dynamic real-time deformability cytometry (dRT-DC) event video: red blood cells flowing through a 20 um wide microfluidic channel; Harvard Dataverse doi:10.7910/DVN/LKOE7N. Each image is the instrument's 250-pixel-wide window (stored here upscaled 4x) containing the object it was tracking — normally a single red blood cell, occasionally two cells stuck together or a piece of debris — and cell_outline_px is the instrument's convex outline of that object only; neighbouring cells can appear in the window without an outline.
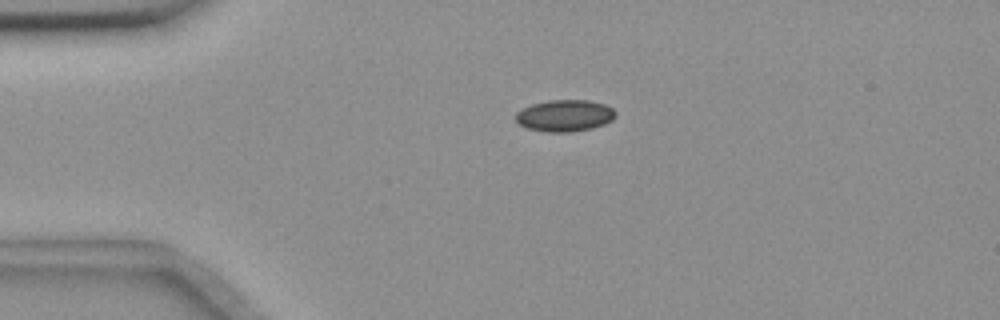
{"species": "common noctule bat (a hibernating species)", "species_latin": "Nyctalus noctula", "temperature_condition": "room temperature", "stored_images_in_passage": 4, "camera_frame_rate_fps": 3000, "um_per_image_px": 0.085, "animal": {"sex": "female", "body_mass_g": 18.4}, "frame": {"image": 1, "passage_image": 3, "time_ms": 2.333, "image_size_px": [1000, 320], "cell_outline_px": [[616, 116], [612, 120], [604, 124], [592, 128], [572, 132], [548, 132], [528, 128], [520, 124], [516, 120], [516, 112], [532, 104], [548, 100], [588, 100], [604, 104], [612, 108], [616, 112]], "centroid_in_image_um": [48.03, 9.83], "position_along_channel_um": 37.0, "area_um2": 18.38}}